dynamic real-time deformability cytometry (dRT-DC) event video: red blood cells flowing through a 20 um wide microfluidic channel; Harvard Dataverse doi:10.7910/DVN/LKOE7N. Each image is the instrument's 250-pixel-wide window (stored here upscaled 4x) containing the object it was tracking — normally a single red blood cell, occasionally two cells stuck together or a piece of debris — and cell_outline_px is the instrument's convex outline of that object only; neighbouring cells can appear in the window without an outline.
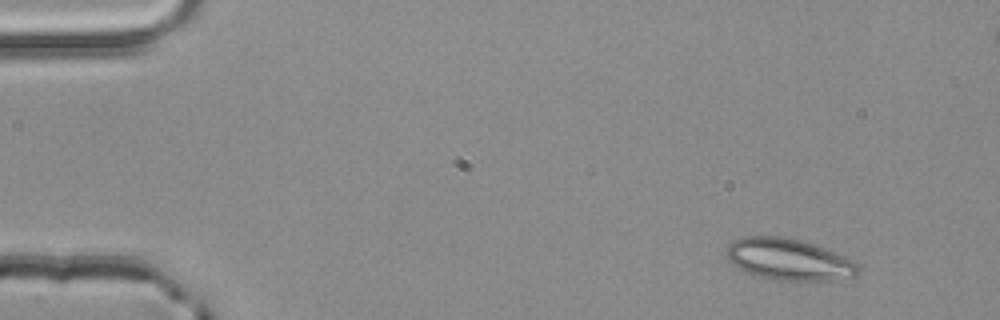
{"species": "common noctule bat (a hibernating species)", "species_latin": "Nyctalus noctula", "temperature_condition": "room temperature", "stored_images_in_passage": 5, "camera_frame_rate_fps": 3000, "um_per_image_px": 0.085, "animal": {"sex": "male", "body_mass_g": 20.4}, "frame": {"image": 1, "passage_image": 2, "time_ms": 0.333, "image_size_px": [1000, 320], "cell_outline_px": [[860, 268], [856, 276], [832, 280], [776, 280], [760, 276], [748, 272], [732, 264], [728, 260], [728, 244], [744, 236], [780, 236], [800, 240], [836, 252], [852, 260]], "centroid_in_image_um": [67.06, 22.05], "position_along_channel_um": 17.9, "area_um2": 31.44}}